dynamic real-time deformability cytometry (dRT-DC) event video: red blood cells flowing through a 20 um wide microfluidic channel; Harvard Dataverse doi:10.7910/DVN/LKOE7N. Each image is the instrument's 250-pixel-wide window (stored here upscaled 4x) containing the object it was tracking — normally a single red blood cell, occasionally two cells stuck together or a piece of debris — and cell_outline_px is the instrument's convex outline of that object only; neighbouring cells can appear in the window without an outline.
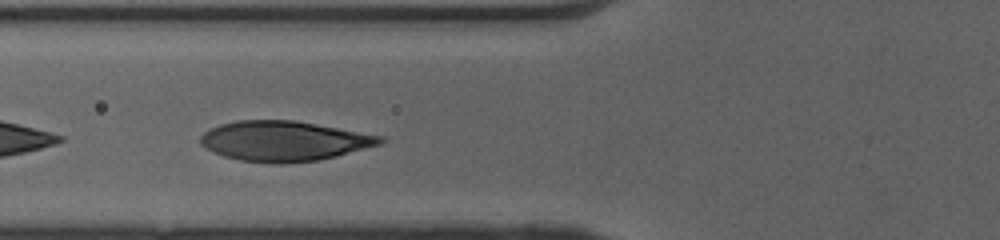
{"species": "human", "species_latin": "Homo sapiens", "temperature_condition": "cold", "stored_images_in_passage": 28, "camera_frame_rate_fps": 3000, "um_per_image_px": 0.085, "donor": {"sex": "female"}, "frame": {"image": 1, "passage_image": 5, "time_ms": 1.333, "image_size_px": [1000, 240], "cell_outline_px": [[388, 140], [380, 144], [336, 156], [316, 160], [280, 164], [276, 164], [240, 160], [224, 156], [200, 144], [200, 136], [204, 132], [220, 124], [236, 120], [292, 120], [316, 124], [384, 136]], "centroid_in_image_um": [24.15, 11.98], "position_along_channel_um": 101.6, "area_um2": 41.67}}
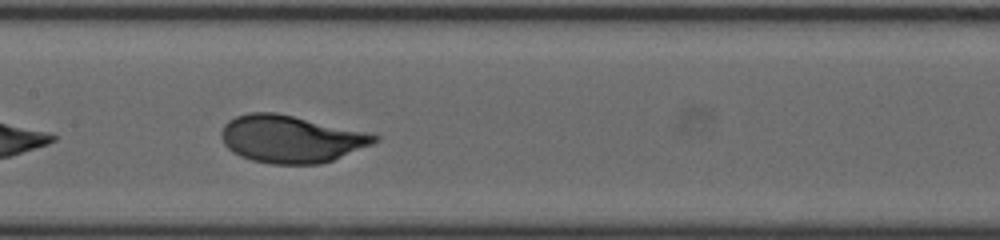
{"frame": {"image": 2, "passage_image": 11, "time_ms": 3.333, "image_size_px": [1000, 240], "cell_outline_px": [[380, 140], [372, 144], [332, 160], [320, 164], [272, 164], [252, 160], [240, 156], [232, 152], [224, 144], [220, 136], [220, 132], [224, 124], [228, 120], [236, 116], [248, 112], [276, 112], [364, 132], [380, 136]], "centroid_in_image_um": [24.67, 11.81], "position_along_channel_um": 182.7, "area_um2": 42.02}}
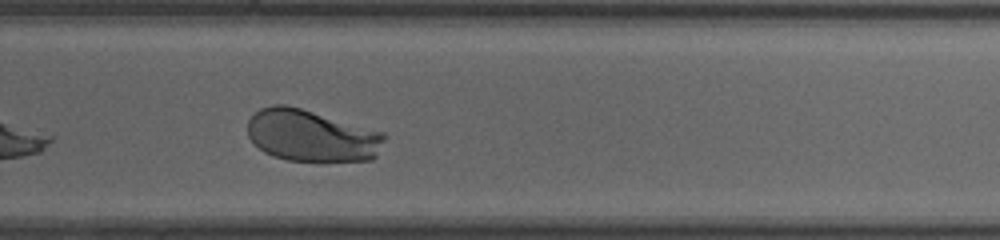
{"frame": {"image": 3, "passage_image": 20, "time_ms": 6.333, "image_size_px": [1000, 240], "cell_outline_px": [[388, 136], [376, 156], [372, 160], [320, 164], [288, 160], [272, 156], [264, 152], [248, 136], [248, 120], [260, 108], [272, 104], [284, 104], [300, 108], [384, 132]], "centroid_in_image_um": [26.53, 11.58], "position_along_channel_um": 303.3, "area_um2": 42.31}, "authors_computed_cell_mechanics": {"area_um2": 42.3385, "velocity_mm_per_s": 4.0368, "shape_relaxation_time_tau1_ms": 2.0366, "shape_relaxation_time_tau2_ms": null, "deformation_change_tau1": 0.153, "deformation_change_tau2": null}}